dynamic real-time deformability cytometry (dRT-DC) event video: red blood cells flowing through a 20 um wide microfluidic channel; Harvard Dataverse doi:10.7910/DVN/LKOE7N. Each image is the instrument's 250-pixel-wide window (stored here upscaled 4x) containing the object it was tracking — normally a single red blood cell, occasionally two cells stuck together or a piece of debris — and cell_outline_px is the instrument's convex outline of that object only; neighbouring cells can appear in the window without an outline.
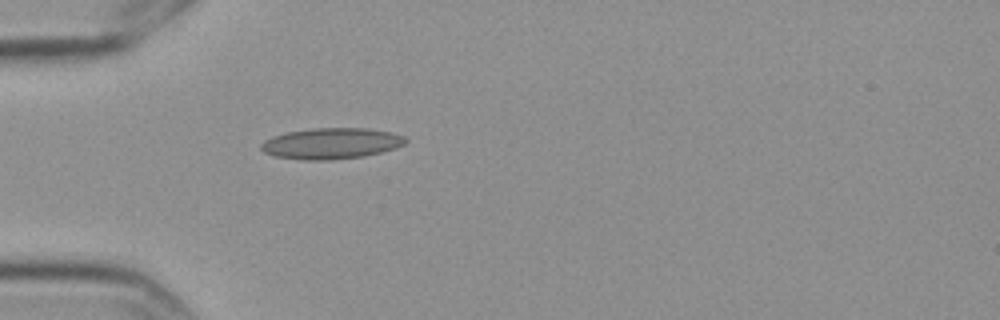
{"species": "Egyptian fruit bat (a non-hibernating species)", "species_latin": "Rousettus aegyptiacus", "temperature_condition": "cold", "stored_images_in_passage": 1, "camera_frame_rate_fps": 3000, "um_per_image_px": 0.085, "frame": {"image": 1, "passage_image": 1, "time_ms": 0.0, "image_size_px": [1000, 320], "cell_outline_px": [[408, 140], [404, 144], [396, 148], [364, 156], [332, 160], [304, 160], [276, 156], [264, 152], [260, 148], [260, 144], [264, 140], [272, 136], [288, 132], [316, 128], [368, 128], [392, 132], [404, 136]], "centroid_in_image_um": [28.17, 12.19], "position_along_channel_um": 56.8, "area_um2": 26.13}}